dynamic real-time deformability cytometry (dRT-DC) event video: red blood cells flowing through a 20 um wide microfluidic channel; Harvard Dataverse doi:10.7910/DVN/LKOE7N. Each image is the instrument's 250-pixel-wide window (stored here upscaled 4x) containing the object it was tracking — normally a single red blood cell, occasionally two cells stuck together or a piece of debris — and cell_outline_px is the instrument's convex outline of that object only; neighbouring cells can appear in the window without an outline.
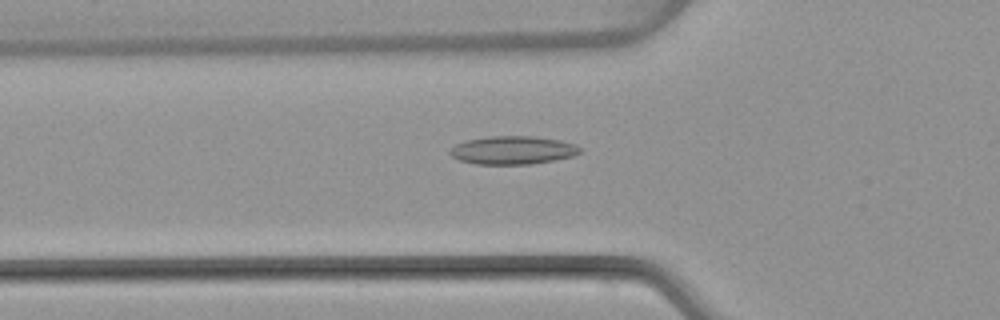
{"species": "common noctule bat (a hibernating species)", "species_latin": "Nyctalus noctula", "temperature_condition": "warm", "stored_images_in_passage": 50, "camera_frame_rate_fps": 3000, "um_per_image_px": 0.085, "animal": {"sex": "female", "body_mass_g": 22.7, "forearm_length_mm": 54.2}, "frame": {"image": 1, "passage_image": 17, "time_ms": 5.333, "image_size_px": [1000, 320], "cell_outline_px": [[580, 152], [572, 156], [556, 160], [532, 164], [476, 164], [460, 160], [452, 156], [448, 152], [456, 144], [464, 140], [492, 136], [536, 136], [560, 140], [576, 144], [580, 148]], "centroid_in_image_um": [43.59, 12.76], "position_along_channel_um": 82.2, "area_um2": 21.44}}
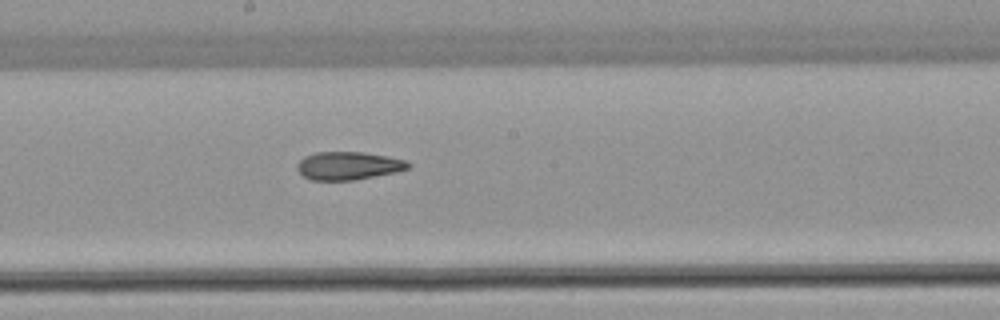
{"frame": {"image": 2, "passage_image": 27, "time_ms": 8.667, "image_size_px": [1000, 320], "cell_outline_px": [[412, 164], [408, 168], [396, 172], [356, 180], [312, 180], [304, 176], [296, 168], [296, 164], [304, 156], [316, 152], [364, 152], [388, 156], [404, 160]], "centroid_in_image_um": [29.6, 14.08], "position_along_channel_um": 218.6, "area_um2": 18.21}}
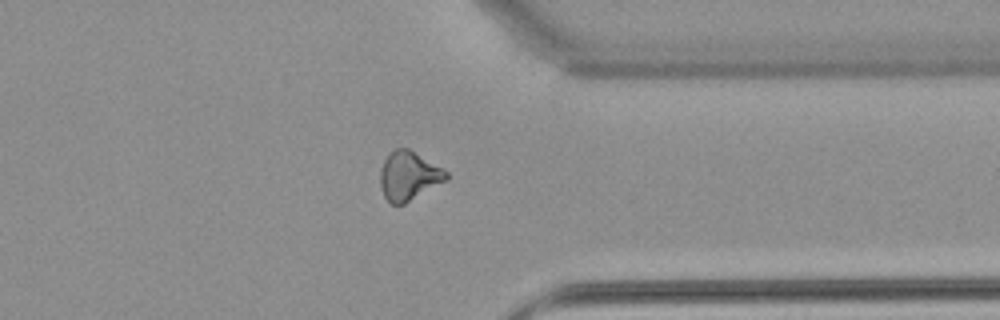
{"frame": {"image": 3, "passage_image": 39, "time_ms": 12.667, "image_size_px": [1000, 320], "cell_outline_px": [[448, 180], [404, 204], [392, 204], [384, 196], [380, 184], [380, 172], [384, 160], [396, 148], [408, 148], [448, 172]], "centroid_in_image_um": [34.75, 14.96], "position_along_channel_um": 376.6, "area_um2": 18.55}, "authors_computed_cell_mechanics": {"area_um2": 19.0451, "velocity_mm_per_s": 4.0756, "shape_relaxation_time_tau1_ms": null, "shape_relaxation_time_tau2_ms": 4.1116, "deformation_change_tau1": null, "deformation_change_tau2": 0.1326}}